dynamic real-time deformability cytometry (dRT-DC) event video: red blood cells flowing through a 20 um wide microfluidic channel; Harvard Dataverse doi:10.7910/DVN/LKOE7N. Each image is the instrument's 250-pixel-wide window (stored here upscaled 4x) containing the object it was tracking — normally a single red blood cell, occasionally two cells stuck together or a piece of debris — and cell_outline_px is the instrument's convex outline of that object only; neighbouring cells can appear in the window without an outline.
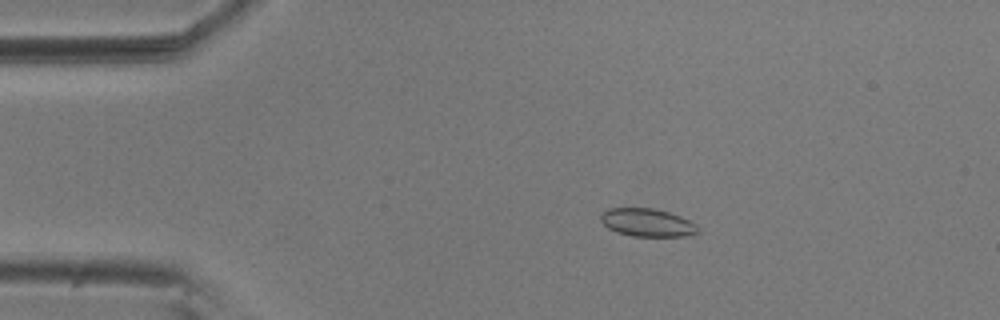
{"species": "common noctule bat (a hibernating species)", "species_latin": "Nyctalus noctula", "temperature_condition": "room temperature", "stored_images_in_passage": 18, "camera_frame_rate_fps": 3000, "um_per_image_px": 0.085, "animal": {"sex": "male", "body_mass_g": 20.5, "forearm_length_mm": 52.5}, "frame": {"image": 1, "passage_image": 11, "time_ms": 3.333, "image_size_px": [1000, 320], "cell_outline_px": [[700, 232], [688, 236], [632, 236], [616, 232], [608, 228], [600, 220], [600, 212], [608, 208], [652, 208], [668, 212], [680, 216], [696, 224]], "centroid_in_image_um": [54.99, 18.92], "position_along_channel_um": 30.0, "area_um2": 15.95}}